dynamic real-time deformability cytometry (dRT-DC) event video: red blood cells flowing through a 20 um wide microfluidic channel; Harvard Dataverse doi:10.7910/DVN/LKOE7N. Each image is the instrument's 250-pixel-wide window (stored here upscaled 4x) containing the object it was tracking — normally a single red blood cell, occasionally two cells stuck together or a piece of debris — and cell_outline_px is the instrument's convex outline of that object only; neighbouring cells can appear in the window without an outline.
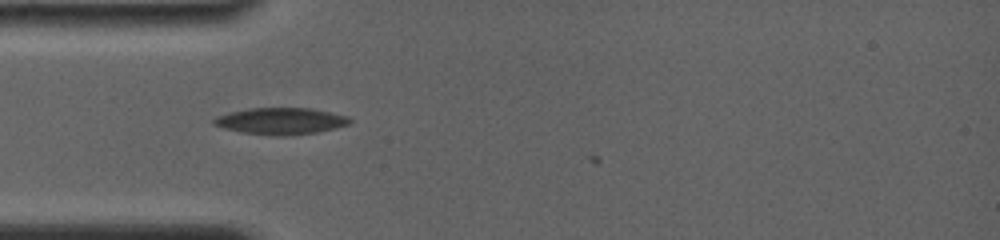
{"species": "common noctule bat (a hibernating species)", "species_latin": "Nyctalus noctula", "temperature_condition": "room temperature", "stored_images_in_passage": 4, "camera_frame_rate_fps": 4000, "um_per_image_px": 0.085, "animal": {"sex": "female", "body_mass_g": 19.0, "forearm_length_mm": 56.7}, "frame": {"image": 1, "passage_image": 2, "time_ms": 0.25, "image_size_px": [1000, 240], "cell_outline_px": [[352, 120], [348, 124], [336, 128], [316, 132], [284, 136], [276, 136], [240, 132], [224, 128], [212, 124], [212, 120], [216, 116], [228, 112], [248, 108], [312, 108], [348, 116]], "centroid_in_image_um": [23.83, 10.28], "position_along_channel_um": 61.2, "area_um2": 21.21}}